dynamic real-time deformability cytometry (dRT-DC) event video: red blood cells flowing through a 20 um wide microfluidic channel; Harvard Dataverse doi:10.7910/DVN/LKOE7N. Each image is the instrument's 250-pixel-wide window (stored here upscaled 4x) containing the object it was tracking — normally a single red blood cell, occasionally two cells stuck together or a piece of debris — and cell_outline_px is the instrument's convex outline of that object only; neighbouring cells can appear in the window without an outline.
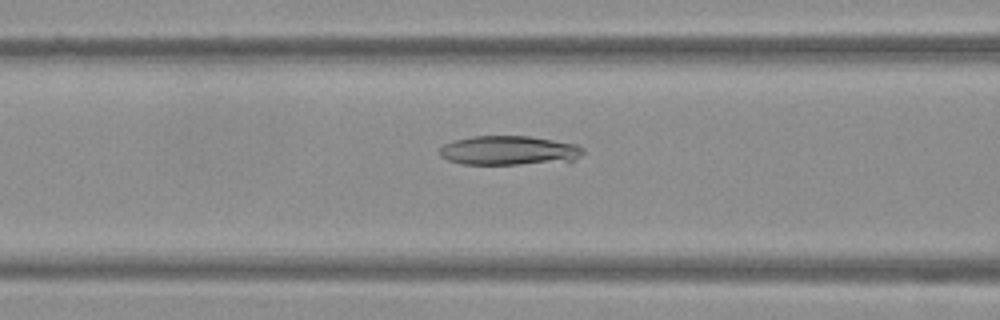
{"species": "Egyptian fruit bat (a non-hibernating species)", "species_latin": "Rousettus aegyptiacus", "temperature_condition": "warm", "stored_images_in_passage": 51, "camera_frame_rate_fps": 3000, "um_per_image_px": 0.085, "frame": {"image": 1, "passage_image": 21, "time_ms": 6.667, "image_size_px": [1000, 320], "cell_outline_px": [[584, 152], [576, 160], [568, 164], [460, 164], [448, 160], [440, 156], [440, 148], [444, 144], [456, 140], [472, 136], [528, 136], [576, 144], [584, 148]], "centroid_in_image_um": [43.36, 12.82], "position_along_channel_um": 123.2, "area_um2": 25.03}}
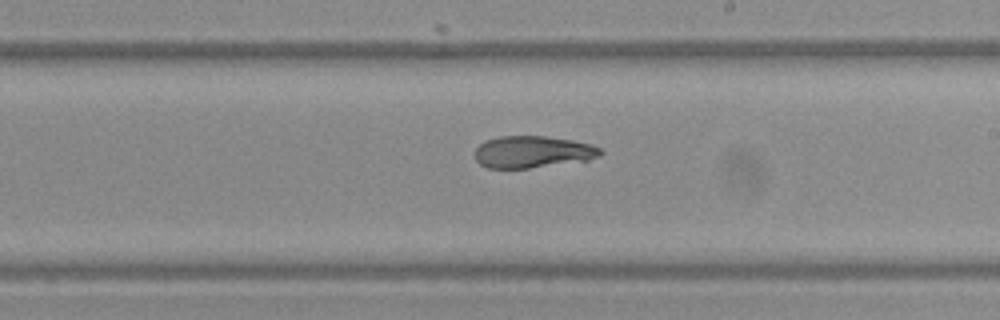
{"frame": {"image": 2, "passage_image": 30, "time_ms": 9.667, "image_size_px": [1000, 320], "cell_outline_px": [[604, 152], [600, 156], [588, 160], [528, 168], [488, 168], [480, 164], [476, 160], [476, 148], [484, 140], [500, 136], [544, 136], [572, 140], [592, 144], [600, 148]], "centroid_in_image_um": [45.29, 12.9], "position_along_channel_um": 243.7, "area_um2": 23.35}}
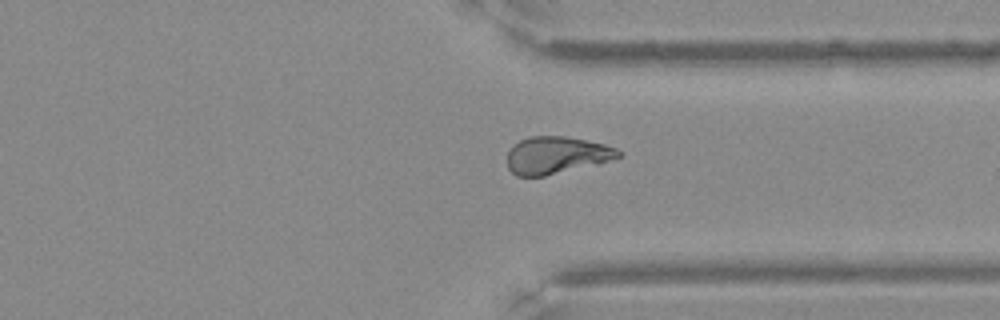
{"frame": {"image": 3, "passage_image": 39, "time_ms": 12.667, "image_size_px": [1000, 320], "cell_outline_px": [[624, 156], [600, 164], [544, 176], [516, 176], [508, 168], [508, 152], [520, 140], [528, 136], [564, 136], [604, 144], [616, 148]], "centroid_in_image_um": [47.33, 13.2], "position_along_channel_um": 364.1, "area_um2": 24.16}}